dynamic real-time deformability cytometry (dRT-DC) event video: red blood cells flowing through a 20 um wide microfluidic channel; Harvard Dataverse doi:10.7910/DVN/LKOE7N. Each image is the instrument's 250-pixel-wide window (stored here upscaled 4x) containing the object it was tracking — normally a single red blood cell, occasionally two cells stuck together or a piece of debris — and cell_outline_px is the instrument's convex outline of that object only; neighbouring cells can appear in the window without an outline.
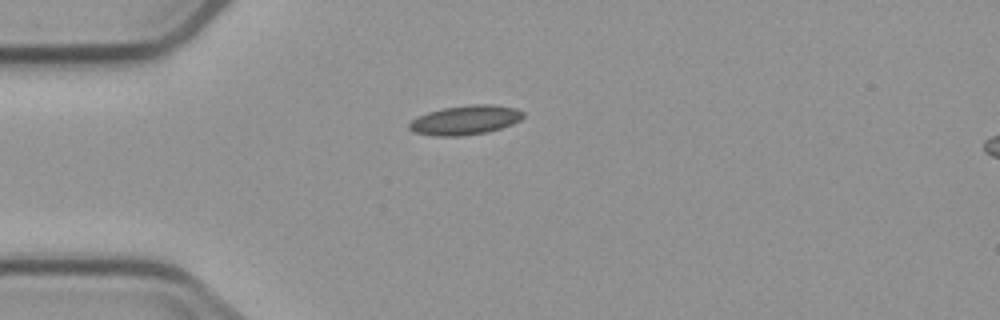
{"species": "common noctule bat (a hibernating species)", "species_latin": "Nyctalus noctula", "temperature_condition": "cold", "stored_images_in_passage": 3, "camera_frame_rate_fps": 3000, "um_per_image_px": 0.085, "animal": {"sex": "male", "body_mass_g": 23.1, "forearm_length_mm": 52.7}, "frame": {"image": 1, "passage_image": 1, "time_ms": 0.0, "image_size_px": [1000, 320], "cell_outline_px": [[524, 116], [520, 120], [512, 124], [488, 132], [460, 136], [436, 136], [412, 132], [408, 128], [408, 124], [416, 116], [428, 112], [444, 108], [472, 104], [492, 104], [516, 108], [524, 112]], "centroid_in_image_um": [39.53, 10.2], "position_along_channel_um": 45.5, "area_um2": 19.59}}
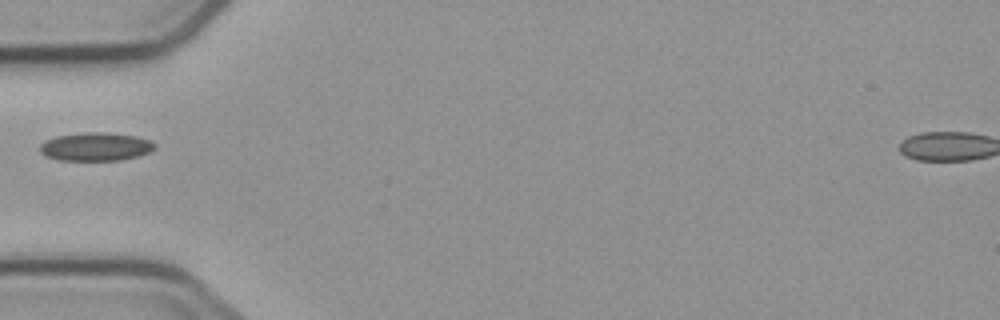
{"frame": {"image": 2, "passage_image": 2, "time_ms": 1.333, "image_size_px": [1000, 320], "cell_outline_px": [[156, 148], [148, 152], [136, 156], [120, 160], [56, 160], [44, 156], [40, 152], [40, 144], [44, 140], [56, 136], [88, 132], [104, 132], [136, 136], [148, 140], [156, 144]], "centroid_in_image_um": [8.08, 12.47], "position_along_channel_um": 76.9, "area_um2": 18.96}}
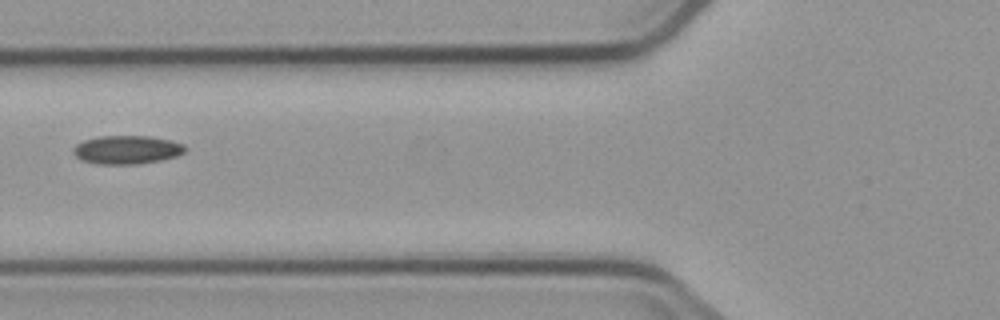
{"frame": {"image": 3, "passage_image": 3, "time_ms": 2.333, "image_size_px": [1000, 320], "cell_outline_px": [[188, 148], [184, 152], [176, 156], [160, 160], [136, 164], [100, 164], [84, 160], [76, 156], [72, 152], [72, 148], [76, 144], [84, 140], [96, 136], [152, 136], [172, 140], [184, 144]], "centroid_in_image_um": [10.8, 12.71], "position_along_channel_um": 115.0, "area_um2": 18.67}}